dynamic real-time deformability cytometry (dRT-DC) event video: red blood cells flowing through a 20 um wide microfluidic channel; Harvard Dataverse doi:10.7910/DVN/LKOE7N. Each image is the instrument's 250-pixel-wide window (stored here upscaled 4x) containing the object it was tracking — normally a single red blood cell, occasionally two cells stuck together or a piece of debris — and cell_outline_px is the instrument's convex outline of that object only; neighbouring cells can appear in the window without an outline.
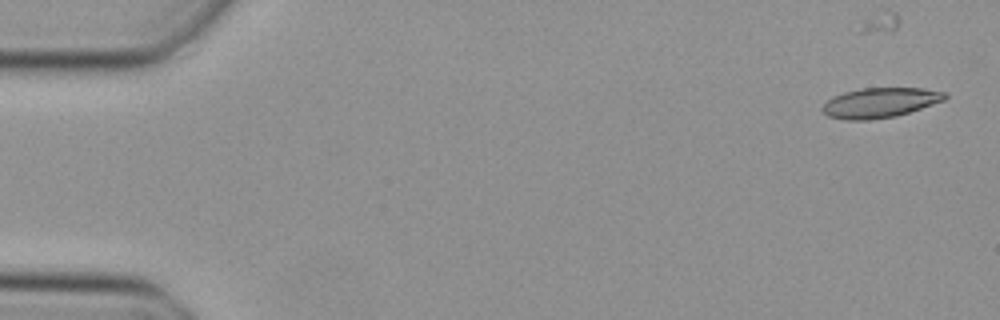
{"species": "Egyptian fruit bat (a non-hibernating species)", "species_latin": "Rousettus aegyptiacus", "temperature_condition": "cold", "stored_images_in_passage": 37, "camera_frame_rate_fps": 3000, "um_per_image_px": 0.085, "animal": {"sex": "female"}, "frame": {"image": 1, "passage_image": 2, "time_ms": 0.333, "image_size_px": [1000, 320], "cell_outline_px": [[948, 96], [944, 100], [896, 116], [872, 120], [844, 120], [828, 116], [820, 108], [832, 96], [844, 92], [860, 88], [924, 88], [948, 92]], "centroid_in_image_um": [74.79, 8.72], "position_along_channel_um": 10.2, "area_um2": 21.44}}
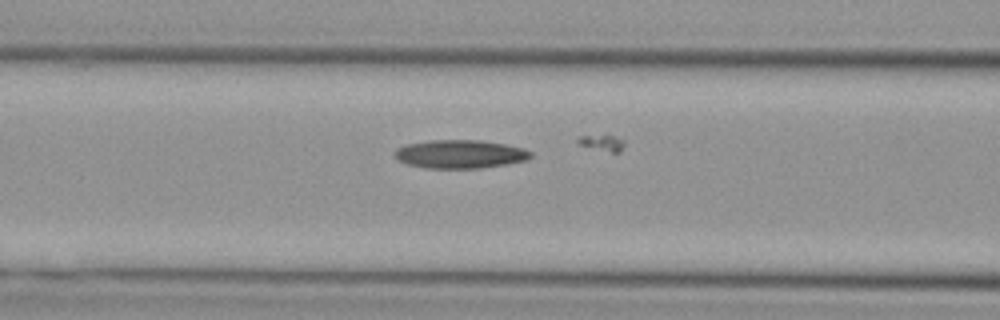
{"frame": {"image": 2, "passage_image": 20, "time_ms": 6.333, "image_size_px": [1000, 320], "cell_outline_px": [[532, 156], [528, 160], [508, 164], [480, 168], [424, 168], [408, 164], [400, 160], [392, 152], [396, 148], [408, 144], [432, 140], [480, 140], [504, 144], [524, 148], [532, 152]], "centroid_in_image_um": [39.14, 13.1], "position_along_channel_um": 127.5, "area_um2": 22.54}}
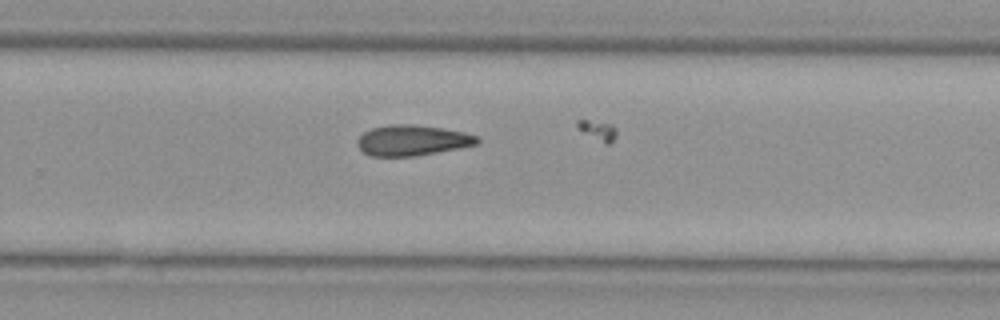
{"frame": {"image": 3, "passage_image": 32, "time_ms": 10.333, "image_size_px": [1000, 320], "cell_outline_px": [[480, 140], [476, 144], [416, 156], [368, 156], [356, 144], [356, 140], [364, 132], [372, 128], [392, 124], [412, 124], [440, 128], [464, 132], [480, 136]], "centroid_in_image_um": [35.02, 11.93], "position_along_channel_um": 294.8, "area_um2": 21.21}}